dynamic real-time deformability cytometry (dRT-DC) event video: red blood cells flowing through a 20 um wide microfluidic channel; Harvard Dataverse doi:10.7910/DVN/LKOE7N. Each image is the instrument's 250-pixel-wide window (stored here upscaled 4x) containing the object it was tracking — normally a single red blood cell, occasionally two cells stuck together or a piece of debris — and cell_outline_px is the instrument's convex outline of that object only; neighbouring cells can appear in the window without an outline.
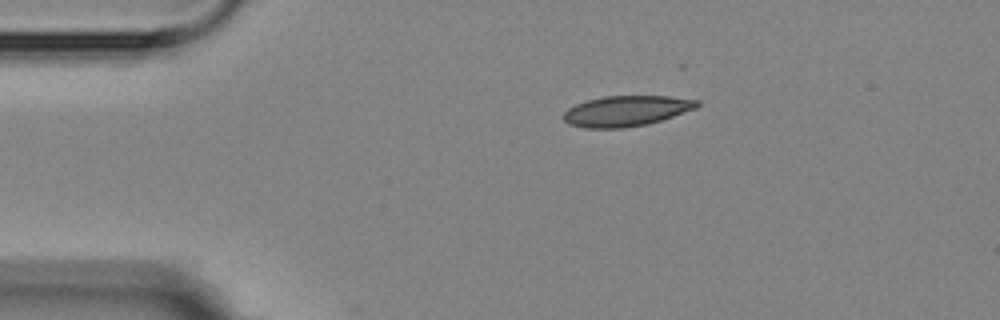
{"species": "Egyptian fruit bat (a non-hibernating species)", "species_latin": "Rousettus aegyptiacus", "temperature_condition": "room temperature", "stored_images_in_passage": 3, "camera_frame_rate_fps": 3000, "um_per_image_px": 0.085, "animal": {"sex": "female"}, "frame": {"image": 1, "passage_image": 3, "time_ms": 3.333, "image_size_px": [1000, 320], "cell_outline_px": [[700, 104], [696, 108], [648, 124], [624, 128], [584, 128], [568, 124], [560, 116], [568, 108], [576, 104], [588, 100], [604, 96], [668, 96], [700, 100]], "centroid_in_image_um": [53.2, 9.43], "position_along_channel_um": 31.8, "area_um2": 23.81}}